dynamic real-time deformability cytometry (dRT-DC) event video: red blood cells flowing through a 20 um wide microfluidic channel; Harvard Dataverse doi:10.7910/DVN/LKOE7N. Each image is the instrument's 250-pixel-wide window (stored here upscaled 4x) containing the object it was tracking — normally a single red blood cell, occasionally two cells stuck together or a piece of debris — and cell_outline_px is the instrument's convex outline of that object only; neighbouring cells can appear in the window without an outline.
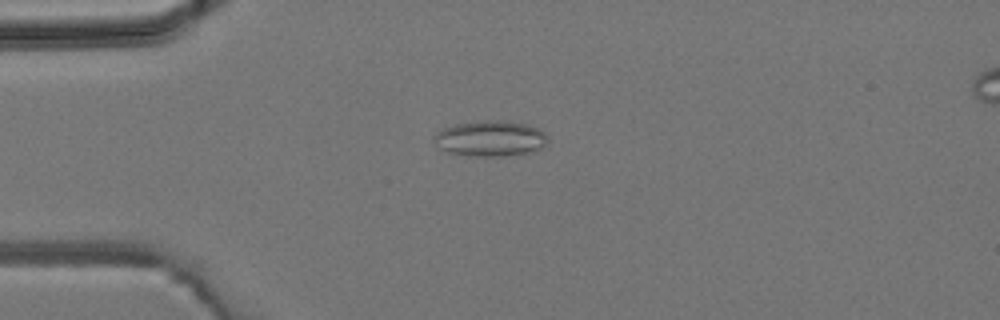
{"species": "common noctule bat (a hibernating species)", "species_latin": "Nyctalus noctula", "temperature_condition": "room temperature", "stored_images_in_passage": 46, "camera_frame_rate_fps": 3000, "um_per_image_px": 0.085, "animal": {"sex": "male", "body_mass_g": 19.2, "forearm_length_mm": 51.8}, "frame": {"image": 1, "passage_image": 12, "time_ms": 3.667, "image_size_px": [1000, 320], "cell_outline_px": [[548, 140], [540, 148], [524, 152], [504, 156], [468, 156], [448, 152], [440, 148], [432, 140], [432, 136], [436, 132], [444, 128], [456, 124], [484, 120], [496, 120], [524, 124], [536, 128], [544, 132], [548, 136]], "centroid_in_image_um": [41.61, 11.77], "position_along_channel_um": 43.4, "area_um2": 23.35}}
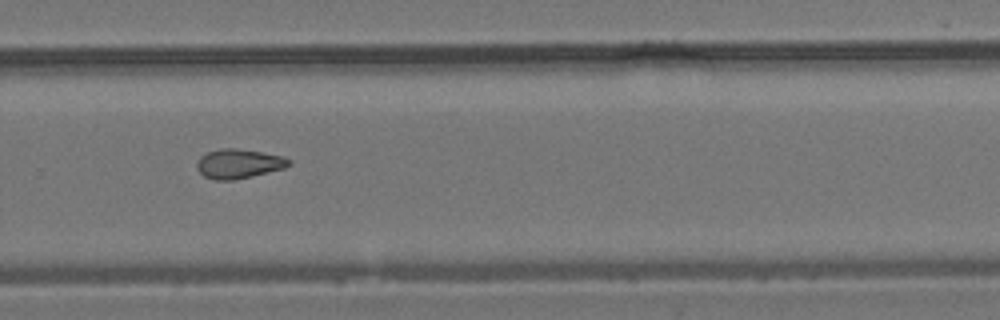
{"frame": {"image": 2, "passage_image": 31, "time_ms": 10.0, "image_size_px": [1000, 320], "cell_outline_px": [[292, 164], [284, 168], [252, 176], [232, 180], [216, 180], [204, 176], [196, 168], [196, 164], [200, 156], [208, 152], [220, 148], [236, 148], [260, 152], [280, 156], [292, 160]], "centroid_in_image_um": [20.27, 13.91], "position_along_channel_um": 309.5, "area_um2": 15.66}}
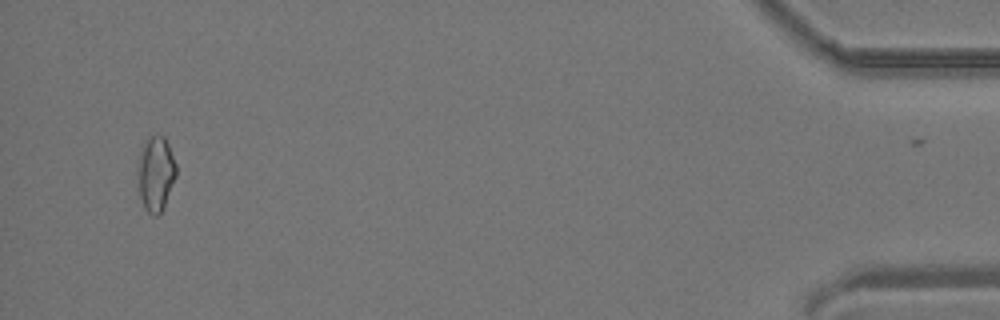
{"frame": {"image": 3, "passage_image": 44, "time_ms": 14.333, "image_size_px": [1000, 320], "cell_outline_px": [[176, 176], [164, 204], [160, 212], [156, 216], [152, 216], [144, 208], [140, 196], [140, 152], [144, 140], [160, 132], [164, 136], [168, 144], [176, 164]], "centroid_in_image_um": [13.27, 14.71], "position_along_channel_um": 421.9, "area_um2": 16.24}}